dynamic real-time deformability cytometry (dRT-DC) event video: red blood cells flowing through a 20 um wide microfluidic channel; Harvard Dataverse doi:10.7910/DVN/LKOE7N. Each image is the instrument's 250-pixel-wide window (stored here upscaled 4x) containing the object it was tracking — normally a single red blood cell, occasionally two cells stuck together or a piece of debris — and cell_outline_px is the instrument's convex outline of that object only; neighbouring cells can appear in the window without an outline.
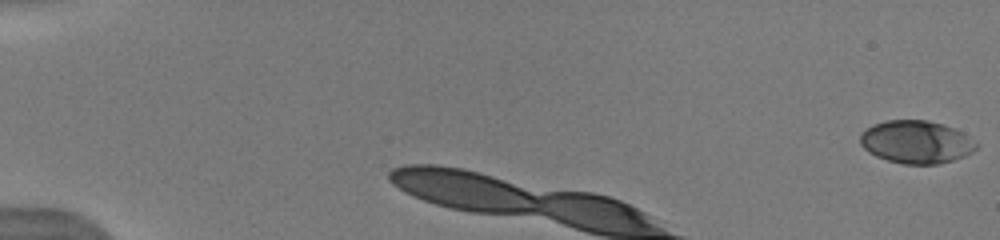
{"species": "human", "species_latin": "Homo sapiens", "temperature_condition": "warm", "stored_images_in_passage": 4, "camera_frame_rate_fps": 3000, "um_per_image_px": 0.085, "donor": {"sex": "male"}, "frame": {"image": 1, "passage_image": 1, "time_ms": 0.0, "image_size_px": [1000, 240], "cell_outline_px": [[980, 144], [972, 152], [964, 156], [940, 164], [904, 164], [888, 160], [876, 156], [868, 152], [860, 144], [860, 132], [872, 124], [884, 120], [928, 120], [944, 124], [956, 128]], "centroid_in_image_um": [77.88, 12.05], "position_along_channel_um": 7.1, "area_um2": 29.3}}